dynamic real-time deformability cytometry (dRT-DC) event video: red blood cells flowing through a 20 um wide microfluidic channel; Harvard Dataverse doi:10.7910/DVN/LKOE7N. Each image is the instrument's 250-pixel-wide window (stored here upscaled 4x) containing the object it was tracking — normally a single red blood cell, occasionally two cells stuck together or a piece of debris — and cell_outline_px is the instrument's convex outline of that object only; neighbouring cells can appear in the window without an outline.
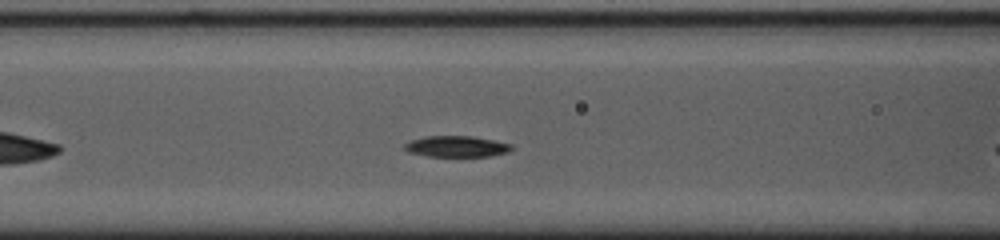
{"species": "common noctule bat (a hibernating species)", "species_latin": "Nyctalus noctula", "temperature_condition": "cold", "stored_images_in_passage": 45, "camera_frame_rate_fps": 3000, "um_per_image_px": 0.085, "animal": {"sex": "female", "body_mass_g": 23.0, "forearm_length_mm": 53.4}, "frame": {"image": 1, "passage_image": 11, "time_ms": 3.333, "image_size_px": [1000, 240], "cell_outline_px": [[512, 148], [508, 152], [492, 156], [428, 156], [408, 152], [404, 148], [404, 144], [412, 140], [424, 136], [472, 136], [512, 144]], "centroid_in_image_um": [38.8, 12.45], "position_along_channel_um": 127.8, "area_um2": 13.06}}
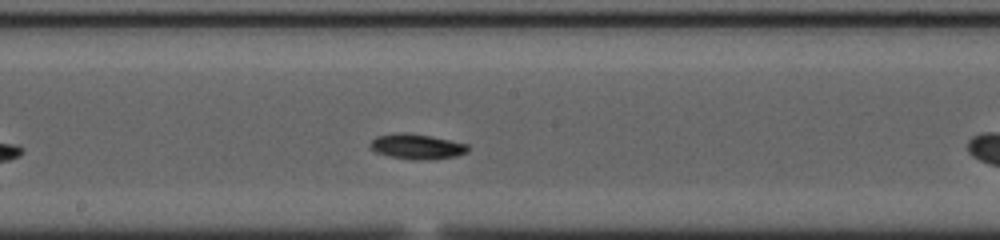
{"frame": {"image": 2, "passage_image": 18, "time_ms": 5.667, "image_size_px": [1000, 240], "cell_outline_px": [[472, 148], [468, 152], [456, 156], [420, 160], [412, 160], [392, 156], [376, 152], [368, 144], [376, 136], [396, 132], [404, 132], [432, 136], [468, 144]], "centroid_in_image_um": [35.46, 12.44], "position_along_channel_um": 212.7, "area_um2": 14.39}}
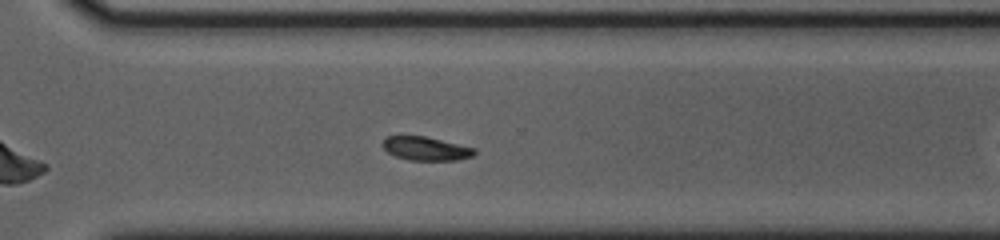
{"frame": {"image": 3, "passage_image": 28, "time_ms": 9.0, "image_size_px": [1000, 240], "cell_outline_px": [[476, 152], [472, 156], [456, 160], [408, 160], [396, 156], [388, 152], [380, 144], [388, 136], [424, 136], [476, 148]], "centroid_in_image_um": [36.2, 12.63], "position_along_channel_um": 334.4, "area_um2": 12.54}, "authors_computed_cell_mechanics": {"area_um2": 13.294, "velocity_mm_per_s": 3.6549, "shape_relaxation_time_tau1_ms": 5.7433, "shape_relaxation_time_tau2_ms": null, "deformation_change_tau1": 0.1473, "deformation_change_tau2": null}}